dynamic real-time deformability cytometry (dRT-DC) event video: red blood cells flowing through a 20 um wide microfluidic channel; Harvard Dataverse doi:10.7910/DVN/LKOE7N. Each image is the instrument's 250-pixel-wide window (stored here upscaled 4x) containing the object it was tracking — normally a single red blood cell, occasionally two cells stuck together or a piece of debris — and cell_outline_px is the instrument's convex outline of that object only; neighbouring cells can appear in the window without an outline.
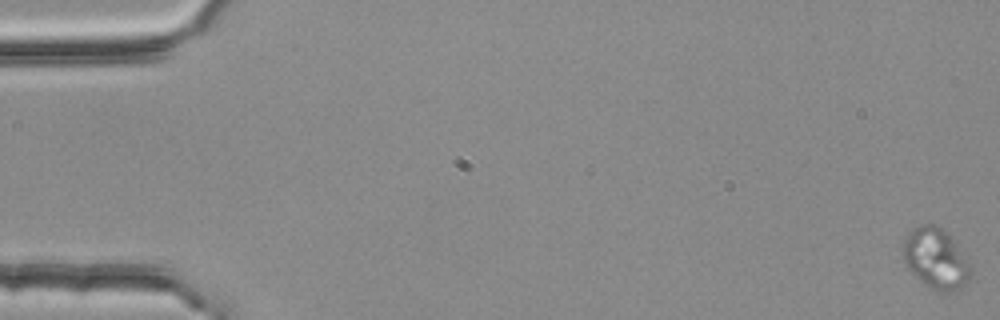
{"species": "common noctule bat (a hibernating species)", "species_latin": "Nyctalus noctula", "temperature_condition": "room temperature", "stored_images_in_passage": 4, "camera_frame_rate_fps": 3000, "um_per_image_px": 0.085, "animal": {"sex": "female", "body_mass_g": 25.1}, "frame": {"image": 1, "passage_image": 4, "time_ms": 1.0, "image_size_px": [1000, 320], "cell_outline_px": [[968, 280], [960, 288], [932, 288], [924, 284], [908, 268], [904, 260], [900, 244], [916, 228], [924, 224], [932, 224], [940, 228], [952, 240], [968, 260]], "centroid_in_image_um": [79.47, 21.94], "position_along_channel_um": 5.5, "area_um2": 22.48}}